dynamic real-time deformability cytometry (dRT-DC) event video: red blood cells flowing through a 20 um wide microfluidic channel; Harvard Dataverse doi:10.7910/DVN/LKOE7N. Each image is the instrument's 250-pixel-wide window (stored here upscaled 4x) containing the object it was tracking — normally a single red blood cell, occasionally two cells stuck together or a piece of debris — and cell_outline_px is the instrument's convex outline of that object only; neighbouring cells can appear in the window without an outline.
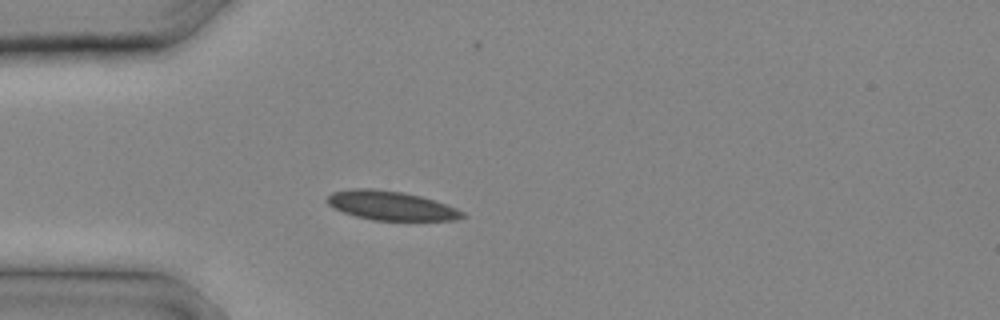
{"species": "common noctule bat (a hibernating species)", "species_latin": "Nyctalus noctula", "temperature_condition": "cold", "stored_images_in_passage": 11, "camera_frame_rate_fps": 3000, "um_per_image_px": 0.085, "animal": {"sex": "male", "body_mass_g": 20.4}, "frame": {"image": 1, "passage_image": 4, "time_ms": 1.0, "image_size_px": [1000, 320], "cell_outline_px": [[468, 216], [456, 220], [372, 220], [356, 216], [344, 212], [328, 204], [324, 200], [332, 192], [352, 188], [372, 188], [404, 192], [436, 200], [456, 208], [464, 212]], "centroid_in_image_um": [33.25, 17.47], "position_along_channel_um": 51.7, "area_um2": 23.06}}
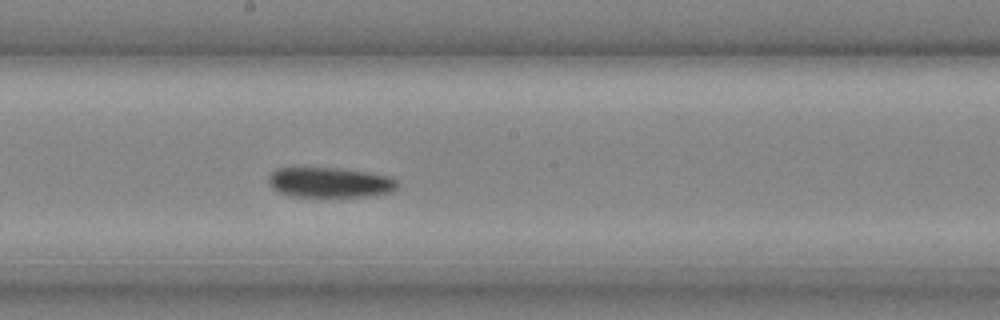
{"frame": {"image": 2, "passage_image": 11, "time_ms": 3.333, "image_size_px": [1000, 320], "cell_outline_px": [[400, 184], [392, 192], [368, 196], [292, 196], [280, 192], [272, 188], [268, 184], [268, 176], [276, 168], [340, 168], [368, 172], [392, 176]], "centroid_in_image_um": [28.07, 15.5], "position_along_channel_um": 220.1, "area_um2": 22.72}}